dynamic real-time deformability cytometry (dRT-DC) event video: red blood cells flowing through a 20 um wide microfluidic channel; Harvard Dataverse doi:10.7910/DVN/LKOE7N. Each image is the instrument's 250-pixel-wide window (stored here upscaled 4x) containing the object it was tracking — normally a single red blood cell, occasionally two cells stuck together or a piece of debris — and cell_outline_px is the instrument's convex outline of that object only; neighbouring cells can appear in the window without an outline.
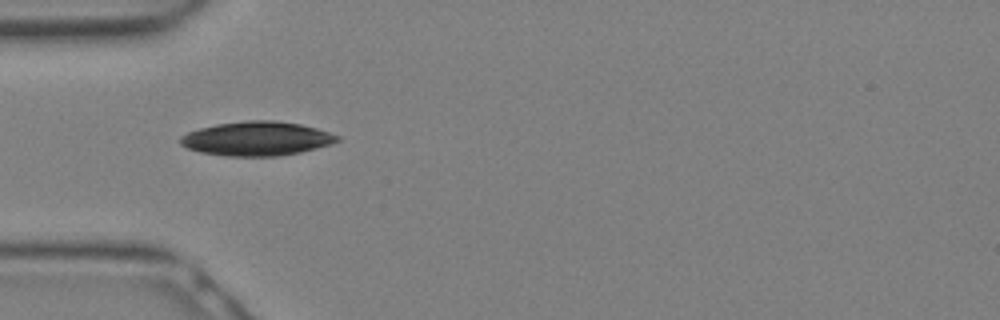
{"species": "Egyptian fruit bat (a non-hibernating species)", "species_latin": "Rousettus aegyptiacus", "temperature_condition": "warm", "stored_images_in_passage": 6, "camera_frame_rate_fps": 3000, "um_per_image_px": 0.085, "animal": {"sex": "female"}, "frame": {"image": 1, "passage_image": 1, "time_ms": 0.0, "image_size_px": [1000, 320], "cell_outline_px": [[340, 140], [332, 144], [300, 152], [280, 156], [224, 156], [200, 152], [188, 148], [180, 144], [180, 136], [188, 132], [200, 128], [216, 124], [248, 120], [272, 120], [300, 124], [316, 128], [340, 136]], "centroid_in_image_um": [21.82, 11.78], "position_along_channel_um": 63.2, "area_um2": 31.21}}
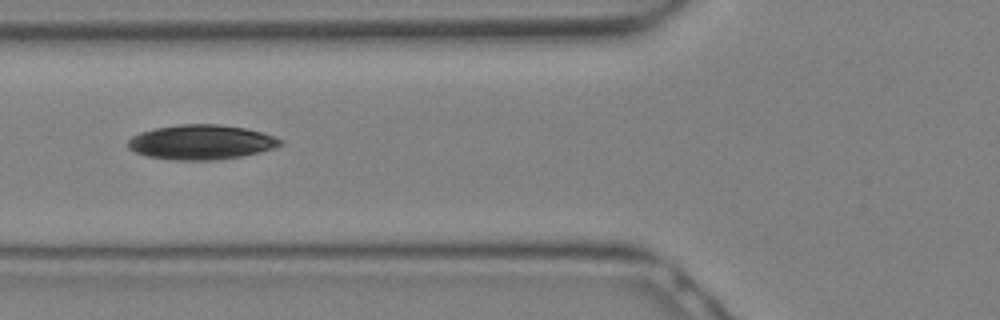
{"frame": {"image": 2, "passage_image": 3, "time_ms": 0.667, "image_size_px": [1000, 320], "cell_outline_px": [[284, 144], [260, 152], [240, 156], [216, 160], [172, 160], [148, 156], [136, 152], [128, 148], [128, 140], [132, 136], [140, 132], [156, 128], [180, 124], [220, 124], [244, 128], [260, 132], [284, 140]], "centroid_in_image_um": [17.09, 12.08], "position_along_channel_um": 108.7, "area_um2": 30.69}}
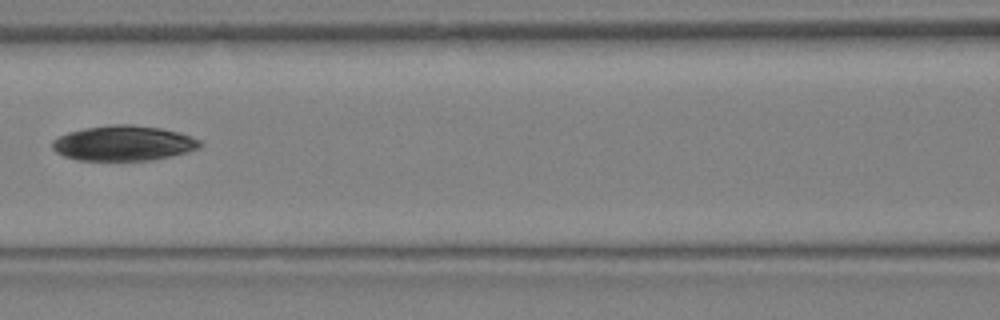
{"frame": {"image": 3, "passage_image": 5, "time_ms": 1.333, "image_size_px": [1000, 320], "cell_outline_px": [[200, 148], [188, 152], [148, 160], [76, 160], [64, 156], [56, 152], [52, 148], [52, 140], [68, 132], [84, 128], [112, 124], [132, 124], [160, 128], [176, 132], [200, 140]], "centroid_in_image_um": [10.45, 12.17], "position_along_channel_um": 156.2, "area_um2": 30.0}}